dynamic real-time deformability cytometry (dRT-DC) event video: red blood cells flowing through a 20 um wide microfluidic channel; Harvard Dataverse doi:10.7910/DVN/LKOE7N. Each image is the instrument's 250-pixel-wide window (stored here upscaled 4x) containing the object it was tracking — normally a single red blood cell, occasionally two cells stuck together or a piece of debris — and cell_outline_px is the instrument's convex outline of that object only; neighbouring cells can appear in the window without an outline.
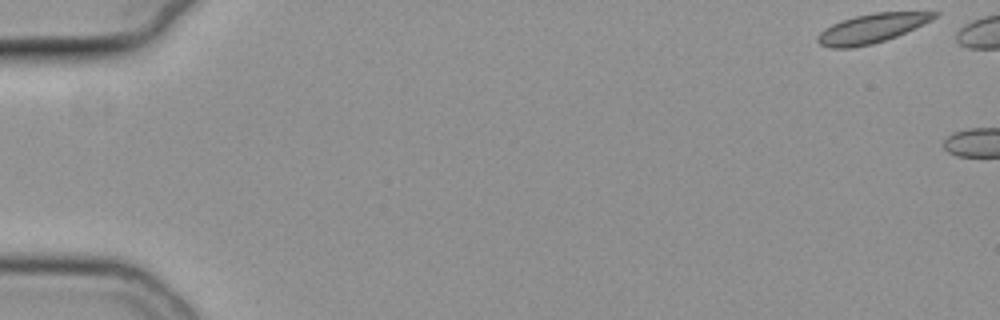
{"species": "common noctule bat (a hibernating species)", "species_latin": "Nyctalus noctula", "temperature_condition": "cold", "stored_images_in_passage": 9, "camera_frame_rate_fps": 3000, "um_per_image_px": 0.085, "animal": {"sex": "female", "body_mass_g": 19.3, "forearm_length_mm": 54.1}, "frame": {"image": 1, "passage_image": 1, "time_ms": 0.0, "image_size_px": [1000, 320], "cell_outline_px": [[940, 12], [932, 20], [896, 36], [872, 44], [852, 48], [828, 48], [820, 44], [816, 40], [816, 36], [824, 28], [840, 20], [856, 16], [876, 12]], "centroid_in_image_um": [74.03, 2.42], "position_along_channel_um": 11.0, "area_um2": 19.71}}